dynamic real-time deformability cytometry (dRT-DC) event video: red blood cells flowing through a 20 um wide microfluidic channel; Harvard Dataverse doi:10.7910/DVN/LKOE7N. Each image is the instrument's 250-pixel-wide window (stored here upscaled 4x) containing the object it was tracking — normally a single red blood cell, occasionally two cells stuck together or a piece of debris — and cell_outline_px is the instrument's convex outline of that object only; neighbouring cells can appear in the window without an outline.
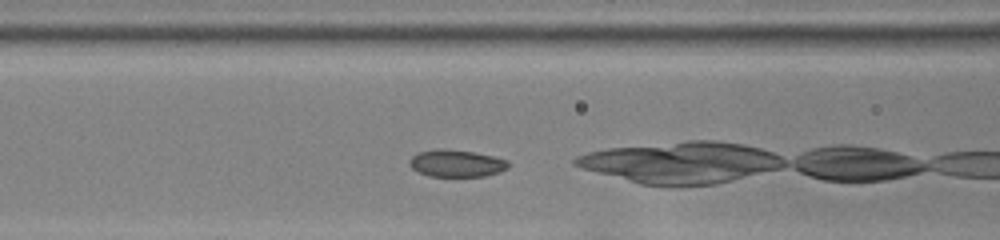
{"species": "common noctule bat (a hibernating species)", "species_latin": "Nyctalus noctula", "temperature_condition": "room temperature", "stored_images_in_passage": 13, "camera_frame_rate_fps": 3000, "um_per_image_px": 0.085, "animal": {"sex": "female", "body_mass_g": 22.0, "forearm_length_mm": 56.7}, "frame": {"image": 1, "passage_image": 6, "time_ms": 1.667, "image_size_px": [1000, 240], "cell_outline_px": [[508, 168], [500, 172], [484, 176], [428, 176], [412, 168], [408, 164], [412, 156], [420, 152], [472, 152], [492, 156], [508, 160]], "centroid_in_image_um": [38.85, 13.94], "position_along_channel_um": 127.7, "area_um2": 14.68}}